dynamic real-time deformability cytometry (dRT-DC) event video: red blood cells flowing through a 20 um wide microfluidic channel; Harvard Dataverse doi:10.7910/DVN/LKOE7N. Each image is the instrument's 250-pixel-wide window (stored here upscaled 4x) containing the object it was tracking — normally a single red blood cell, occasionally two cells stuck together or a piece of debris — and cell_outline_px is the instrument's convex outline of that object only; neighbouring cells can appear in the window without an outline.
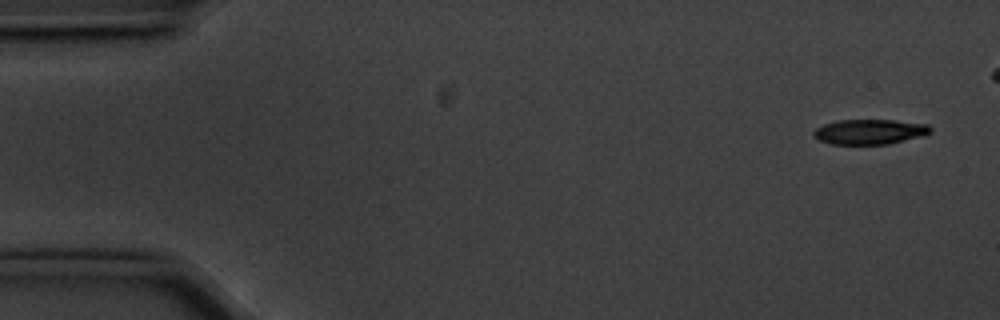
{"species": "common noctule bat (a hibernating species)", "species_latin": "Nyctalus noctula", "temperature_condition": "cold", "stored_images_in_passage": 48, "camera_frame_rate_fps": 3000, "um_per_image_px": 0.085, "animal": {"sex": "male", "body_mass_g": 20.1, "forearm_length_mm": 53.5}, "frame": {"image": 1, "passage_image": 1, "time_ms": 0.0, "image_size_px": [1000, 320], "cell_outline_px": [[932, 132], [920, 136], [888, 144], [832, 144], [820, 140], [812, 136], [812, 132], [816, 128], [824, 124], [836, 120], [896, 120], [928, 124], [932, 128]], "centroid_in_image_um": [73.91, 11.19], "position_along_channel_um": 11.1, "area_um2": 17.05}}
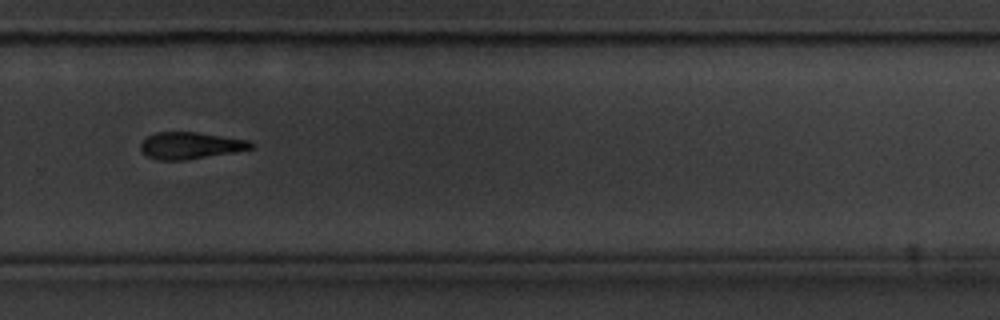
{"frame": {"image": 2, "passage_image": 36, "time_ms": 11.667, "image_size_px": [1000, 320], "cell_outline_px": [[256, 144], [252, 148], [236, 152], [184, 160], [156, 160], [148, 156], [140, 148], [140, 144], [148, 136], [156, 132], [196, 132], [248, 140]], "centroid_in_image_um": [16.2, 12.37], "position_along_channel_um": 313.6, "area_um2": 17.17}}
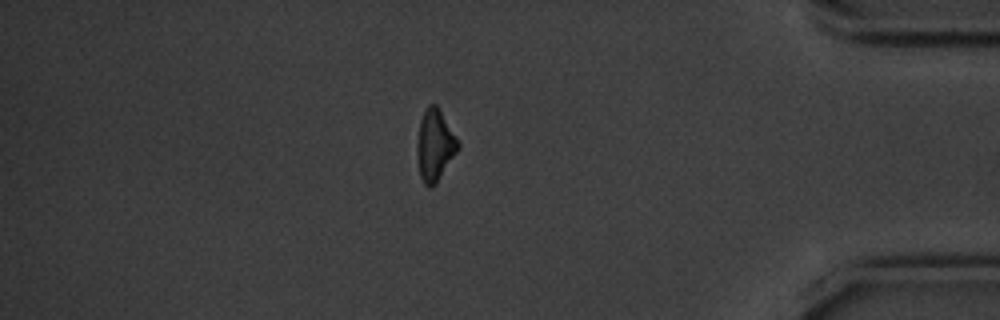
{"frame": {"image": 3, "passage_image": 46, "time_ms": 15.0, "image_size_px": [1000, 320], "cell_outline_px": [[460, 148], [436, 184], [432, 188], [428, 188], [424, 184], [420, 176], [416, 156], [416, 144], [420, 120], [428, 104], [436, 104], [440, 108], [460, 144]], "centroid_in_image_um": [36.95, 12.36], "position_along_channel_um": 398.2, "area_um2": 17.4}, "authors_computed_cell_mechanics": {"area_um2": 18.1203, "velocity_mm_per_s": 3.5895, "shape_relaxation_time_tau1_ms": 5.2637, "shape_relaxation_time_tau2_ms": null, "deformation_change_tau1": 0.2691, "deformation_change_tau2": null}}